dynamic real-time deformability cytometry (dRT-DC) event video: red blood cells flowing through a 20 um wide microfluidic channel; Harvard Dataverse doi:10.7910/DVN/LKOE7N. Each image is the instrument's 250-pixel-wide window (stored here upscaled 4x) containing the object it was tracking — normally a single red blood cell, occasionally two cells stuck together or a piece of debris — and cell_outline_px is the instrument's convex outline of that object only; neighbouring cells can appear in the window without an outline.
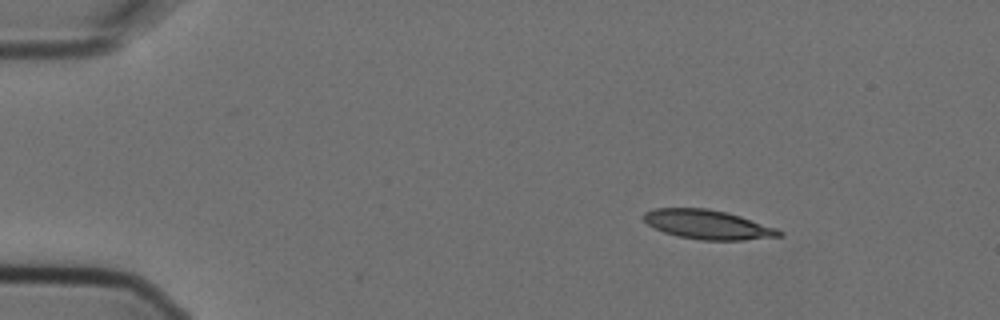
{"species": "Egyptian fruit bat (a non-hibernating species)", "species_latin": "Rousettus aegyptiacus", "temperature_condition": "cold", "stored_images_in_passage": 6, "segment_of_instrument_passage": [1, 2], "camera_frame_rate_fps": 3000, "um_per_image_px": 0.085, "animal": {"sex": "female"}, "frame": {"image": 1, "passage_image": 3, "time_ms": 0.667, "image_size_px": [1000, 320], "cell_outline_px": [[784, 236], [744, 240], [704, 240], [680, 236], [664, 232], [648, 224], [644, 220], [644, 212], [656, 208], [708, 208], [740, 216], [776, 228], [784, 232]], "centroid_in_image_um": [60.19, 19.09], "position_along_channel_um": 24.8, "area_um2": 22.83}}